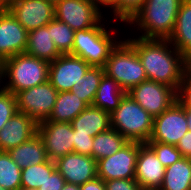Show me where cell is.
Listing matches in <instances>:
<instances>
[{
    "instance_id": "6da1fadb",
    "label": "cell",
    "mask_w": 191,
    "mask_h": 190,
    "mask_svg": "<svg viewBox=\"0 0 191 190\" xmlns=\"http://www.w3.org/2000/svg\"><path fill=\"white\" fill-rule=\"evenodd\" d=\"M134 36L125 40L136 50L148 80L166 84L178 91L188 67L187 59L168 39Z\"/></svg>"
},
{
    "instance_id": "7a4b0ae2",
    "label": "cell",
    "mask_w": 191,
    "mask_h": 190,
    "mask_svg": "<svg viewBox=\"0 0 191 190\" xmlns=\"http://www.w3.org/2000/svg\"><path fill=\"white\" fill-rule=\"evenodd\" d=\"M183 0H146L125 23L142 38L168 39L173 32L178 10ZM131 26V27H130Z\"/></svg>"
},
{
    "instance_id": "3957f363",
    "label": "cell",
    "mask_w": 191,
    "mask_h": 190,
    "mask_svg": "<svg viewBox=\"0 0 191 190\" xmlns=\"http://www.w3.org/2000/svg\"><path fill=\"white\" fill-rule=\"evenodd\" d=\"M106 19L105 16L90 29L75 31L71 55L82 58L93 67L105 66L110 53L123 38V36L119 37V30H115L114 27L111 30L108 27L109 22L114 23V20L112 21L110 16L108 21Z\"/></svg>"
},
{
    "instance_id": "277c9868",
    "label": "cell",
    "mask_w": 191,
    "mask_h": 190,
    "mask_svg": "<svg viewBox=\"0 0 191 190\" xmlns=\"http://www.w3.org/2000/svg\"><path fill=\"white\" fill-rule=\"evenodd\" d=\"M49 65L47 61L26 53L5 59L2 88L16 95L22 90L43 84L48 81Z\"/></svg>"
},
{
    "instance_id": "5b68a950",
    "label": "cell",
    "mask_w": 191,
    "mask_h": 190,
    "mask_svg": "<svg viewBox=\"0 0 191 190\" xmlns=\"http://www.w3.org/2000/svg\"><path fill=\"white\" fill-rule=\"evenodd\" d=\"M111 127L128 142L147 143L153 132L154 118L127 93L110 113Z\"/></svg>"
},
{
    "instance_id": "8992f818",
    "label": "cell",
    "mask_w": 191,
    "mask_h": 190,
    "mask_svg": "<svg viewBox=\"0 0 191 190\" xmlns=\"http://www.w3.org/2000/svg\"><path fill=\"white\" fill-rule=\"evenodd\" d=\"M103 69L126 93L148 80L136 50L125 39L112 50Z\"/></svg>"
},
{
    "instance_id": "52a82bcc",
    "label": "cell",
    "mask_w": 191,
    "mask_h": 190,
    "mask_svg": "<svg viewBox=\"0 0 191 190\" xmlns=\"http://www.w3.org/2000/svg\"><path fill=\"white\" fill-rule=\"evenodd\" d=\"M58 91L47 81L16 94L17 110L25 113L37 125L45 122L51 115Z\"/></svg>"
},
{
    "instance_id": "ba28073f",
    "label": "cell",
    "mask_w": 191,
    "mask_h": 190,
    "mask_svg": "<svg viewBox=\"0 0 191 190\" xmlns=\"http://www.w3.org/2000/svg\"><path fill=\"white\" fill-rule=\"evenodd\" d=\"M153 118L177 101V91L160 82L146 80L127 92Z\"/></svg>"
},
{
    "instance_id": "9c48e42d",
    "label": "cell",
    "mask_w": 191,
    "mask_h": 190,
    "mask_svg": "<svg viewBox=\"0 0 191 190\" xmlns=\"http://www.w3.org/2000/svg\"><path fill=\"white\" fill-rule=\"evenodd\" d=\"M54 15L74 31L90 29L105 16L91 0H61L55 4Z\"/></svg>"
},
{
    "instance_id": "30bf717a",
    "label": "cell",
    "mask_w": 191,
    "mask_h": 190,
    "mask_svg": "<svg viewBox=\"0 0 191 190\" xmlns=\"http://www.w3.org/2000/svg\"><path fill=\"white\" fill-rule=\"evenodd\" d=\"M139 142H128L115 154L97 161V177L103 181L135 179Z\"/></svg>"
},
{
    "instance_id": "8fae6325",
    "label": "cell",
    "mask_w": 191,
    "mask_h": 190,
    "mask_svg": "<svg viewBox=\"0 0 191 190\" xmlns=\"http://www.w3.org/2000/svg\"><path fill=\"white\" fill-rule=\"evenodd\" d=\"M185 107L175 101L167 110L154 117L149 141L177 145L188 131Z\"/></svg>"
},
{
    "instance_id": "7c38bea8",
    "label": "cell",
    "mask_w": 191,
    "mask_h": 190,
    "mask_svg": "<svg viewBox=\"0 0 191 190\" xmlns=\"http://www.w3.org/2000/svg\"><path fill=\"white\" fill-rule=\"evenodd\" d=\"M37 133L44 143L49 160L56 161L74 153L73 129L70 123L45 121L38 124Z\"/></svg>"
},
{
    "instance_id": "4fadbf2b",
    "label": "cell",
    "mask_w": 191,
    "mask_h": 190,
    "mask_svg": "<svg viewBox=\"0 0 191 190\" xmlns=\"http://www.w3.org/2000/svg\"><path fill=\"white\" fill-rule=\"evenodd\" d=\"M91 66L82 58L61 54L49 65L48 81L58 91H71Z\"/></svg>"
},
{
    "instance_id": "5bb4252c",
    "label": "cell",
    "mask_w": 191,
    "mask_h": 190,
    "mask_svg": "<svg viewBox=\"0 0 191 190\" xmlns=\"http://www.w3.org/2000/svg\"><path fill=\"white\" fill-rule=\"evenodd\" d=\"M54 9L55 5L47 0H15L10 12L30 32L51 22Z\"/></svg>"
},
{
    "instance_id": "9a60e30c",
    "label": "cell",
    "mask_w": 191,
    "mask_h": 190,
    "mask_svg": "<svg viewBox=\"0 0 191 190\" xmlns=\"http://www.w3.org/2000/svg\"><path fill=\"white\" fill-rule=\"evenodd\" d=\"M28 31L10 11L0 12V58L4 61L25 53Z\"/></svg>"
},
{
    "instance_id": "2e32d148",
    "label": "cell",
    "mask_w": 191,
    "mask_h": 190,
    "mask_svg": "<svg viewBox=\"0 0 191 190\" xmlns=\"http://www.w3.org/2000/svg\"><path fill=\"white\" fill-rule=\"evenodd\" d=\"M165 174V167L147 143H139L135 180L142 190H159Z\"/></svg>"
},
{
    "instance_id": "e0dca14e",
    "label": "cell",
    "mask_w": 191,
    "mask_h": 190,
    "mask_svg": "<svg viewBox=\"0 0 191 190\" xmlns=\"http://www.w3.org/2000/svg\"><path fill=\"white\" fill-rule=\"evenodd\" d=\"M55 164L66 183L80 186L97 177V161L90 156L70 153L58 158Z\"/></svg>"
},
{
    "instance_id": "ac0fdd59",
    "label": "cell",
    "mask_w": 191,
    "mask_h": 190,
    "mask_svg": "<svg viewBox=\"0 0 191 190\" xmlns=\"http://www.w3.org/2000/svg\"><path fill=\"white\" fill-rule=\"evenodd\" d=\"M38 125L27 114L16 112L0 130V151H9L37 134Z\"/></svg>"
},
{
    "instance_id": "d6986e66",
    "label": "cell",
    "mask_w": 191,
    "mask_h": 190,
    "mask_svg": "<svg viewBox=\"0 0 191 190\" xmlns=\"http://www.w3.org/2000/svg\"><path fill=\"white\" fill-rule=\"evenodd\" d=\"M25 53L48 63H51L61 55L51 36V22L46 26L28 32Z\"/></svg>"
},
{
    "instance_id": "ffe728a7",
    "label": "cell",
    "mask_w": 191,
    "mask_h": 190,
    "mask_svg": "<svg viewBox=\"0 0 191 190\" xmlns=\"http://www.w3.org/2000/svg\"><path fill=\"white\" fill-rule=\"evenodd\" d=\"M70 124L77 133L89 134V136L95 137L98 133L111 128L110 113L89 105Z\"/></svg>"
},
{
    "instance_id": "44dd1931",
    "label": "cell",
    "mask_w": 191,
    "mask_h": 190,
    "mask_svg": "<svg viewBox=\"0 0 191 190\" xmlns=\"http://www.w3.org/2000/svg\"><path fill=\"white\" fill-rule=\"evenodd\" d=\"M168 40L186 59L191 57V0L182 1Z\"/></svg>"
},
{
    "instance_id": "7402d4cb",
    "label": "cell",
    "mask_w": 191,
    "mask_h": 190,
    "mask_svg": "<svg viewBox=\"0 0 191 190\" xmlns=\"http://www.w3.org/2000/svg\"><path fill=\"white\" fill-rule=\"evenodd\" d=\"M8 153L21 169L42 164L48 160L44 143L38 133L28 141L10 149Z\"/></svg>"
},
{
    "instance_id": "603a6c76",
    "label": "cell",
    "mask_w": 191,
    "mask_h": 190,
    "mask_svg": "<svg viewBox=\"0 0 191 190\" xmlns=\"http://www.w3.org/2000/svg\"><path fill=\"white\" fill-rule=\"evenodd\" d=\"M87 107L74 92H58L53 111L46 121L70 123Z\"/></svg>"
},
{
    "instance_id": "cb8c5ba5",
    "label": "cell",
    "mask_w": 191,
    "mask_h": 190,
    "mask_svg": "<svg viewBox=\"0 0 191 190\" xmlns=\"http://www.w3.org/2000/svg\"><path fill=\"white\" fill-rule=\"evenodd\" d=\"M159 190H191V159L182 157L165 168Z\"/></svg>"
},
{
    "instance_id": "d4e9b609",
    "label": "cell",
    "mask_w": 191,
    "mask_h": 190,
    "mask_svg": "<svg viewBox=\"0 0 191 190\" xmlns=\"http://www.w3.org/2000/svg\"><path fill=\"white\" fill-rule=\"evenodd\" d=\"M125 94L126 92L114 79L104 74L92 105L112 113L119 106Z\"/></svg>"
},
{
    "instance_id": "484cf974",
    "label": "cell",
    "mask_w": 191,
    "mask_h": 190,
    "mask_svg": "<svg viewBox=\"0 0 191 190\" xmlns=\"http://www.w3.org/2000/svg\"><path fill=\"white\" fill-rule=\"evenodd\" d=\"M128 141L112 127L98 133L93 139L92 157L98 161L118 152Z\"/></svg>"
},
{
    "instance_id": "4316f807",
    "label": "cell",
    "mask_w": 191,
    "mask_h": 190,
    "mask_svg": "<svg viewBox=\"0 0 191 190\" xmlns=\"http://www.w3.org/2000/svg\"><path fill=\"white\" fill-rule=\"evenodd\" d=\"M103 75L104 69L102 67L91 66L85 75L80 78L78 83L74 84L71 92L77 94L79 99L84 101L88 106L92 105Z\"/></svg>"
},
{
    "instance_id": "83f0119b",
    "label": "cell",
    "mask_w": 191,
    "mask_h": 190,
    "mask_svg": "<svg viewBox=\"0 0 191 190\" xmlns=\"http://www.w3.org/2000/svg\"><path fill=\"white\" fill-rule=\"evenodd\" d=\"M56 169L55 161L28 166L21 171V189H38Z\"/></svg>"
},
{
    "instance_id": "f1b7e54d",
    "label": "cell",
    "mask_w": 191,
    "mask_h": 190,
    "mask_svg": "<svg viewBox=\"0 0 191 190\" xmlns=\"http://www.w3.org/2000/svg\"><path fill=\"white\" fill-rule=\"evenodd\" d=\"M22 169L7 151H0V186L5 190L21 189Z\"/></svg>"
},
{
    "instance_id": "f546056e",
    "label": "cell",
    "mask_w": 191,
    "mask_h": 190,
    "mask_svg": "<svg viewBox=\"0 0 191 190\" xmlns=\"http://www.w3.org/2000/svg\"><path fill=\"white\" fill-rule=\"evenodd\" d=\"M51 36L61 54H71L75 31L66 23L57 19L51 21Z\"/></svg>"
},
{
    "instance_id": "4dcf8cb0",
    "label": "cell",
    "mask_w": 191,
    "mask_h": 190,
    "mask_svg": "<svg viewBox=\"0 0 191 190\" xmlns=\"http://www.w3.org/2000/svg\"><path fill=\"white\" fill-rule=\"evenodd\" d=\"M147 144L153 149L159 161L165 168L173 165L176 161L182 158L176 145L156 141H148Z\"/></svg>"
},
{
    "instance_id": "1f68e13d",
    "label": "cell",
    "mask_w": 191,
    "mask_h": 190,
    "mask_svg": "<svg viewBox=\"0 0 191 190\" xmlns=\"http://www.w3.org/2000/svg\"><path fill=\"white\" fill-rule=\"evenodd\" d=\"M16 95L12 92L0 89V130L17 112Z\"/></svg>"
},
{
    "instance_id": "d6a6232c",
    "label": "cell",
    "mask_w": 191,
    "mask_h": 190,
    "mask_svg": "<svg viewBox=\"0 0 191 190\" xmlns=\"http://www.w3.org/2000/svg\"><path fill=\"white\" fill-rule=\"evenodd\" d=\"M177 101L186 108L191 109V70L187 67L182 82L177 91Z\"/></svg>"
},
{
    "instance_id": "836d02e7",
    "label": "cell",
    "mask_w": 191,
    "mask_h": 190,
    "mask_svg": "<svg viewBox=\"0 0 191 190\" xmlns=\"http://www.w3.org/2000/svg\"><path fill=\"white\" fill-rule=\"evenodd\" d=\"M73 138L74 153L92 157L94 137L89 136V134L77 133V131L73 130Z\"/></svg>"
},
{
    "instance_id": "e575fe53",
    "label": "cell",
    "mask_w": 191,
    "mask_h": 190,
    "mask_svg": "<svg viewBox=\"0 0 191 190\" xmlns=\"http://www.w3.org/2000/svg\"><path fill=\"white\" fill-rule=\"evenodd\" d=\"M146 0H120V24L126 23Z\"/></svg>"
},
{
    "instance_id": "d590c367",
    "label": "cell",
    "mask_w": 191,
    "mask_h": 190,
    "mask_svg": "<svg viewBox=\"0 0 191 190\" xmlns=\"http://www.w3.org/2000/svg\"><path fill=\"white\" fill-rule=\"evenodd\" d=\"M91 2L103 14L108 12L101 8L108 9L111 16H113L111 19L120 22V0H91Z\"/></svg>"
},
{
    "instance_id": "8d00e7d4",
    "label": "cell",
    "mask_w": 191,
    "mask_h": 190,
    "mask_svg": "<svg viewBox=\"0 0 191 190\" xmlns=\"http://www.w3.org/2000/svg\"><path fill=\"white\" fill-rule=\"evenodd\" d=\"M104 182L106 190H142L135 179H113Z\"/></svg>"
},
{
    "instance_id": "74e56055",
    "label": "cell",
    "mask_w": 191,
    "mask_h": 190,
    "mask_svg": "<svg viewBox=\"0 0 191 190\" xmlns=\"http://www.w3.org/2000/svg\"><path fill=\"white\" fill-rule=\"evenodd\" d=\"M65 183L63 176L55 169L38 190H61Z\"/></svg>"
},
{
    "instance_id": "f35d334b",
    "label": "cell",
    "mask_w": 191,
    "mask_h": 190,
    "mask_svg": "<svg viewBox=\"0 0 191 190\" xmlns=\"http://www.w3.org/2000/svg\"><path fill=\"white\" fill-rule=\"evenodd\" d=\"M182 157L191 159V131H187L176 145Z\"/></svg>"
},
{
    "instance_id": "ab89813d",
    "label": "cell",
    "mask_w": 191,
    "mask_h": 190,
    "mask_svg": "<svg viewBox=\"0 0 191 190\" xmlns=\"http://www.w3.org/2000/svg\"><path fill=\"white\" fill-rule=\"evenodd\" d=\"M80 190H106V185L101 178L96 177L95 179L80 185Z\"/></svg>"
},
{
    "instance_id": "60d3db41",
    "label": "cell",
    "mask_w": 191,
    "mask_h": 190,
    "mask_svg": "<svg viewBox=\"0 0 191 190\" xmlns=\"http://www.w3.org/2000/svg\"><path fill=\"white\" fill-rule=\"evenodd\" d=\"M15 0H0V12L10 11Z\"/></svg>"
},
{
    "instance_id": "b9f144b4",
    "label": "cell",
    "mask_w": 191,
    "mask_h": 190,
    "mask_svg": "<svg viewBox=\"0 0 191 190\" xmlns=\"http://www.w3.org/2000/svg\"><path fill=\"white\" fill-rule=\"evenodd\" d=\"M188 131H191V109L185 107Z\"/></svg>"
},
{
    "instance_id": "7bdbcfd3",
    "label": "cell",
    "mask_w": 191,
    "mask_h": 190,
    "mask_svg": "<svg viewBox=\"0 0 191 190\" xmlns=\"http://www.w3.org/2000/svg\"><path fill=\"white\" fill-rule=\"evenodd\" d=\"M61 190H80V186L73 183H65Z\"/></svg>"
},
{
    "instance_id": "ee69618b",
    "label": "cell",
    "mask_w": 191,
    "mask_h": 190,
    "mask_svg": "<svg viewBox=\"0 0 191 190\" xmlns=\"http://www.w3.org/2000/svg\"><path fill=\"white\" fill-rule=\"evenodd\" d=\"M3 70H4V61L0 58V84L3 85ZM0 85V89L2 86Z\"/></svg>"
},
{
    "instance_id": "f6af8a7d",
    "label": "cell",
    "mask_w": 191,
    "mask_h": 190,
    "mask_svg": "<svg viewBox=\"0 0 191 190\" xmlns=\"http://www.w3.org/2000/svg\"><path fill=\"white\" fill-rule=\"evenodd\" d=\"M188 68L191 70V57L187 59Z\"/></svg>"
},
{
    "instance_id": "bcb514c9",
    "label": "cell",
    "mask_w": 191,
    "mask_h": 190,
    "mask_svg": "<svg viewBox=\"0 0 191 190\" xmlns=\"http://www.w3.org/2000/svg\"><path fill=\"white\" fill-rule=\"evenodd\" d=\"M48 2H51V3H53L54 5L55 4H57L59 1H61V0H47Z\"/></svg>"
},
{
    "instance_id": "7dc6e473",
    "label": "cell",
    "mask_w": 191,
    "mask_h": 190,
    "mask_svg": "<svg viewBox=\"0 0 191 190\" xmlns=\"http://www.w3.org/2000/svg\"><path fill=\"white\" fill-rule=\"evenodd\" d=\"M20 190H38V189H20Z\"/></svg>"
}]
</instances>
